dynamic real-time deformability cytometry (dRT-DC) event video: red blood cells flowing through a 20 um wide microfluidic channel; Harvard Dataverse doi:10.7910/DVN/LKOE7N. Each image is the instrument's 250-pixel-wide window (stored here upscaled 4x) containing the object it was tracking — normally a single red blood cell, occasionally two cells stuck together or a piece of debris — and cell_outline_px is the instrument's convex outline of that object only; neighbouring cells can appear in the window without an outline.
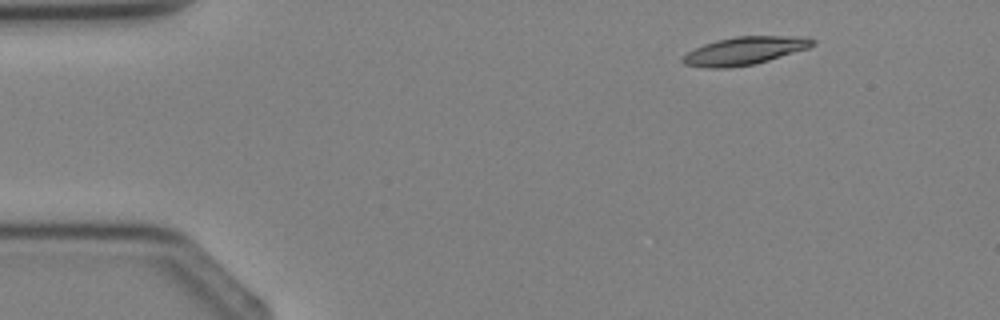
{"species": "Egyptian fruit bat (a non-hibernating species)", "species_latin": "Rousettus aegyptiacus", "temperature_condition": "cold", "stored_images_in_passage": 3, "camera_frame_rate_fps": 3000, "um_per_image_px": 0.085, "animal": {"sex": "female"}, "frame": {"image": 1, "passage_image": 1, "time_ms": 0.0, "image_size_px": [1000, 320], "cell_outline_px": [[816, 44], [808, 48], [756, 64], [728, 68], [708, 68], [684, 64], [680, 60], [688, 52], [704, 44], [716, 40], [736, 36], [808, 36], [816, 40]], "centroid_in_image_um": [63.33, 4.31], "position_along_channel_um": 21.7, "area_um2": 21.27}}
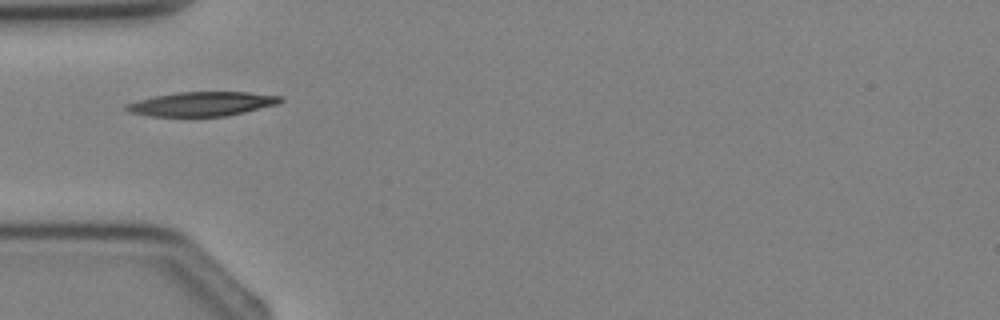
{"frame": {"image": 2, "passage_image": 3, "time_ms": 2.333, "image_size_px": [1000, 320], "cell_outline_px": [[284, 100], [280, 104], [228, 116], [152, 116], [128, 112], [124, 108], [124, 104], [136, 100], [176, 92], [248, 92], [284, 96]], "centroid_in_image_um": [17.21, 8.83], "position_along_channel_um": 67.8, "area_um2": 22.02}}